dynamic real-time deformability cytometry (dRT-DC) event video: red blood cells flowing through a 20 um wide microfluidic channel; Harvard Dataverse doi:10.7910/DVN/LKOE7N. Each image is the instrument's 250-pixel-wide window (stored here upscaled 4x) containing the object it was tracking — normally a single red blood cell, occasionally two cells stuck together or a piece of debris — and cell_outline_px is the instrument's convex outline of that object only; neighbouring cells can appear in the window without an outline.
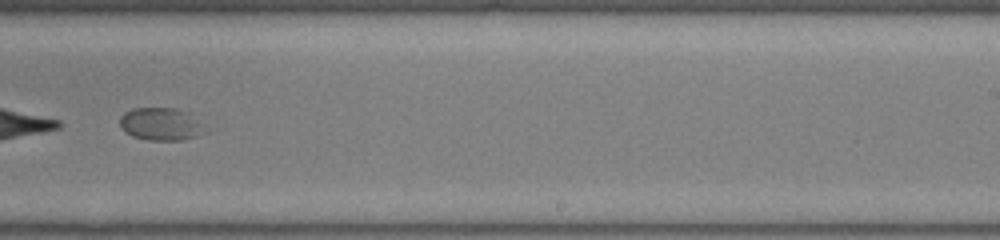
{"species": "common noctule bat (a hibernating species)", "species_latin": "Nyctalus noctula", "temperature_condition": "room temperature", "stored_images_in_passage": 35, "camera_frame_rate_fps": 3000, "um_per_image_px": 0.085, "animal": {"sex": "female", "body_mass_g": 22.0, "forearm_length_mm": 56.7}, "frame": {"image": 1, "passage_image": 20, "time_ms": 6.333, "image_size_px": [1000, 240], "cell_outline_px": [[208, 132], [200, 136], [184, 140], [148, 140], [132, 136], [124, 132], [120, 128], [120, 116], [124, 112], [132, 108], [180, 108], [192, 112]], "centroid_in_image_um": [13.72, 10.54], "position_along_channel_um": 275.3, "area_um2": 16.82}}